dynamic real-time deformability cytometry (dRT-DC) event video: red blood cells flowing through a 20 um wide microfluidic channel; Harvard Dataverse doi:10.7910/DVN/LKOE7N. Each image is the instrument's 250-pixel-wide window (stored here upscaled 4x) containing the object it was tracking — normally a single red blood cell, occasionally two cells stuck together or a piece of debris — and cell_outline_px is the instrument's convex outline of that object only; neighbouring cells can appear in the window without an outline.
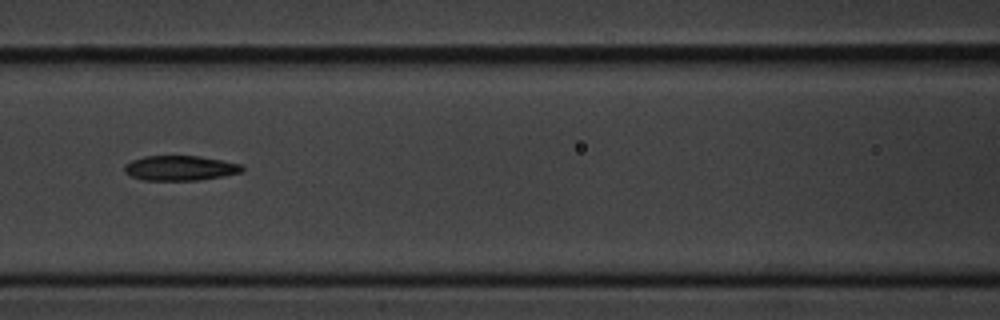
{"species": "common noctule bat (a hibernating species)", "species_latin": "Nyctalus noctula", "temperature_condition": "cold", "stored_images_in_passage": 11, "camera_frame_rate_fps": 3000, "um_per_image_px": 0.085, "animal": {"sex": "male", "body_mass_g": 20.1, "forearm_length_mm": 53.5}, "frame": {"image": 1, "passage_image": 8, "time_ms": 8.667, "image_size_px": [1000, 320], "cell_outline_px": [[244, 172], [224, 176], [196, 180], [144, 180], [132, 176], [124, 172], [124, 164], [132, 160], [144, 156], [200, 156], [244, 164]], "centroid_in_image_um": [15.35, 14.28], "position_along_channel_um": 151.2, "area_um2": 17.22}}
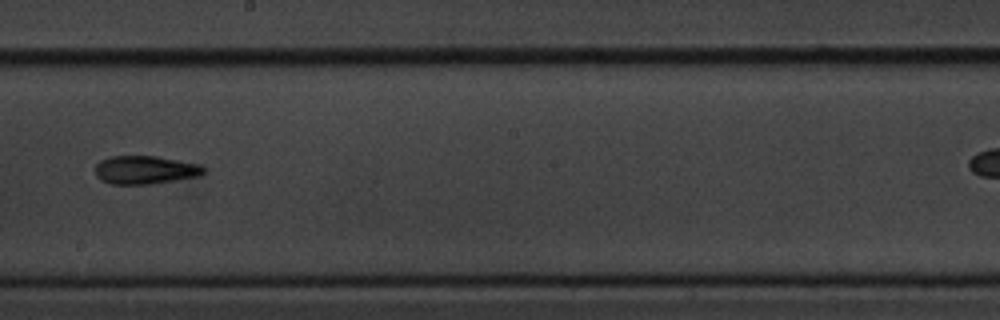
{"frame": {"image": 2, "passage_image": 10, "time_ms": 11.0, "image_size_px": [1000, 320], "cell_outline_px": [[204, 172], [196, 176], [148, 184], [112, 184], [100, 180], [96, 176], [96, 164], [100, 160], [108, 156], [156, 156], [200, 164], [204, 168]], "centroid_in_image_um": [12.27, 14.43], "position_along_channel_um": 235.9, "area_um2": 17.69}}